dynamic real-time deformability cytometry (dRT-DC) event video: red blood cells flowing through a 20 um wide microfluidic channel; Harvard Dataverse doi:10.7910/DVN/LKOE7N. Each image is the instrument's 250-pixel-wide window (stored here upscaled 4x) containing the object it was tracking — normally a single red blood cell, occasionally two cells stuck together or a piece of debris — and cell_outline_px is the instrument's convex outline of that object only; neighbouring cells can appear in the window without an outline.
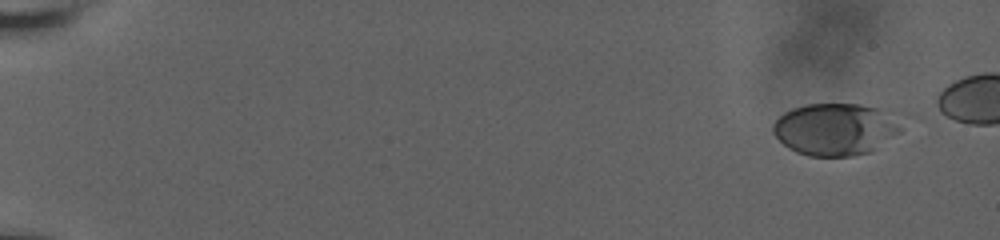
{"species": "human", "species_latin": "Homo sapiens", "temperature_condition": "room temperature", "stored_images_in_passage": 4, "camera_frame_rate_fps": 3000, "um_per_image_px": 0.085, "donor": {"sex": "male"}, "frame": {"image": 1, "passage_image": 1, "time_ms": 0.0, "image_size_px": [1000, 240], "cell_outline_px": [[876, 148], [872, 152], [852, 156], [808, 156], [796, 152], [788, 148], [772, 132], [772, 124], [784, 112], [792, 108], [808, 104], [860, 104], [876, 108]], "centroid_in_image_um": [70.4, 11.02], "position_along_channel_um": 14.6, "area_um2": 34.22}}